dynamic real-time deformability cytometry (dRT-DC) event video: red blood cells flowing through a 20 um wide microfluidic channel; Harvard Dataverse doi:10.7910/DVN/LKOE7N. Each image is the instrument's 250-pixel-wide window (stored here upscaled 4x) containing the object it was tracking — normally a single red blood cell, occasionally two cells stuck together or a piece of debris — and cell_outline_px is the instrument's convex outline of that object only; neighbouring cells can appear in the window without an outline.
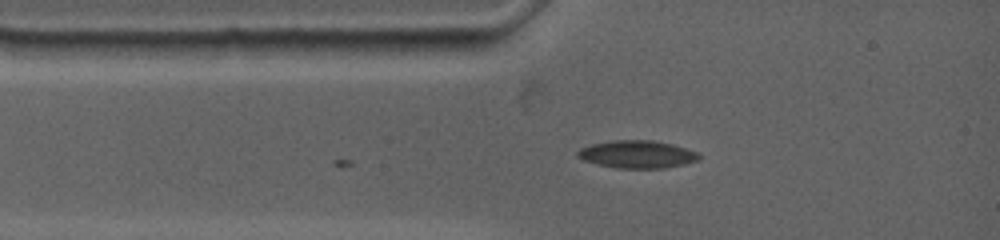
{"species": "common noctule bat (a hibernating species)", "species_latin": "Nyctalus noctula", "temperature_condition": "warm", "stored_images_in_passage": 9, "camera_frame_rate_fps": 4500, "um_per_image_px": 0.085, "animal": {"sex": "female", "body_mass_g": 19.0, "forearm_length_mm": 53.3}, "frame": {"image": 1, "passage_image": 9, "time_ms": 2.667, "image_size_px": [1000, 240], "cell_outline_px": [[700, 160], [684, 164], [664, 168], [616, 168], [596, 164], [584, 160], [576, 156], [576, 152], [580, 148], [592, 144], [612, 140], [652, 140], [672, 144], [700, 152]], "centroid_in_image_um": [54.17, 13.11], "position_along_channel_um": 30.8, "area_um2": 19.71}}